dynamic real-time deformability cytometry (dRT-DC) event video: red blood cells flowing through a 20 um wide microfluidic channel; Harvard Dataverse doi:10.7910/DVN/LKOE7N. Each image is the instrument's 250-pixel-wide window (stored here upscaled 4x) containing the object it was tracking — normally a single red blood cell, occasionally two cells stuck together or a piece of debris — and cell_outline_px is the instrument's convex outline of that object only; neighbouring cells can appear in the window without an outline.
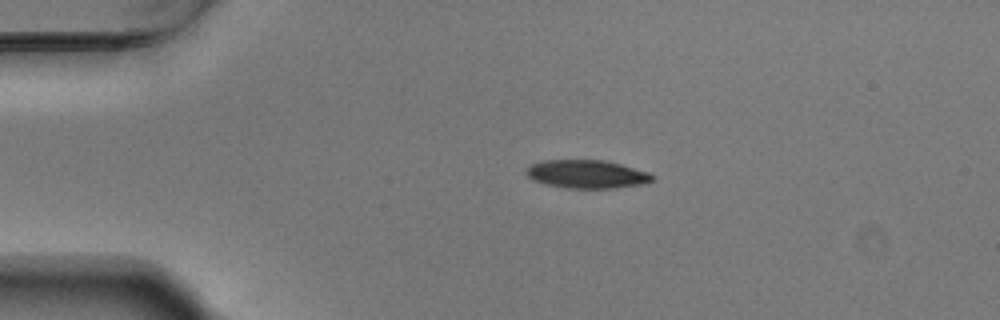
{"species": "Egyptian fruit bat (a non-hibernating species)", "species_latin": "Rousettus aegyptiacus", "temperature_condition": "warm", "stored_images_in_passage": 44, "camera_frame_rate_fps": 3000, "um_per_image_px": 0.085, "animal": {"sex": "male"}, "frame": {"image": 1, "passage_image": 1, "time_ms": 0.0, "image_size_px": [1000, 320], "cell_outline_px": [[652, 180], [644, 184], [616, 188], [568, 188], [548, 184], [532, 180], [524, 172], [532, 164], [540, 160], [604, 160], [620, 164], [648, 172], [652, 176]], "centroid_in_image_um": [49.86, 14.8], "position_along_channel_um": 35.1, "area_um2": 20.63}}
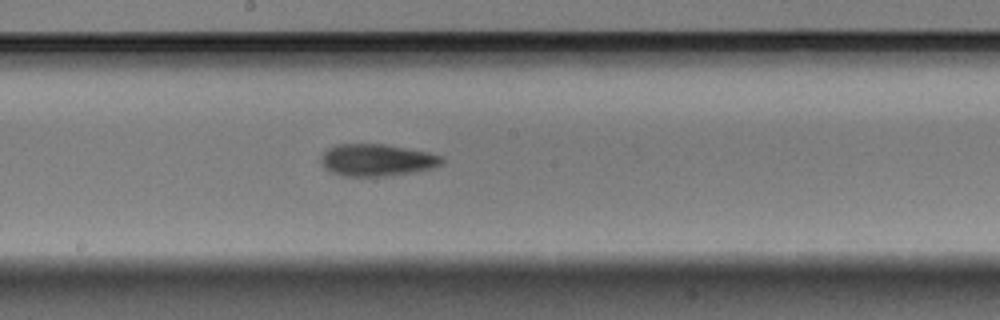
{"frame": {"image": 2, "passage_image": 19, "time_ms": 6.0, "image_size_px": [1000, 320], "cell_outline_px": [[444, 160], [440, 164], [432, 168], [416, 172], [384, 176], [340, 176], [328, 172], [324, 168], [320, 160], [320, 156], [328, 148], [336, 144], [384, 144], [428, 152], [440, 156]], "centroid_in_image_um": [31.97, 13.61], "position_along_channel_um": 216.2, "area_um2": 22.72}}
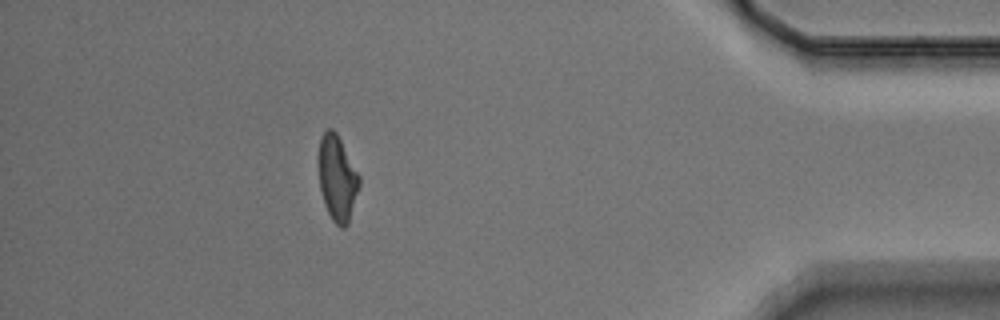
{"frame": {"image": 3, "passage_image": 38, "time_ms": 12.333, "image_size_px": [1000, 320], "cell_outline_px": [[360, 184], [348, 224], [344, 228], [340, 228], [332, 220], [324, 204], [320, 188], [316, 164], [316, 156], [320, 140], [324, 132], [328, 128], [332, 128], [336, 132], [360, 176]], "centroid_in_image_um": [28.63, 15.13], "position_along_channel_um": 406.6, "area_um2": 20.63}, "authors_computed_cell_mechanics": {"area_um2": 21.6172, "velocity_mm_per_s": 3.7247, "shape_relaxation_time_tau1_ms": 4.3757, "shape_relaxation_time_tau2_ms": 8.1266, "deformation_change_tau1": 0.185, "deformation_change_tau2": 0.1893}}